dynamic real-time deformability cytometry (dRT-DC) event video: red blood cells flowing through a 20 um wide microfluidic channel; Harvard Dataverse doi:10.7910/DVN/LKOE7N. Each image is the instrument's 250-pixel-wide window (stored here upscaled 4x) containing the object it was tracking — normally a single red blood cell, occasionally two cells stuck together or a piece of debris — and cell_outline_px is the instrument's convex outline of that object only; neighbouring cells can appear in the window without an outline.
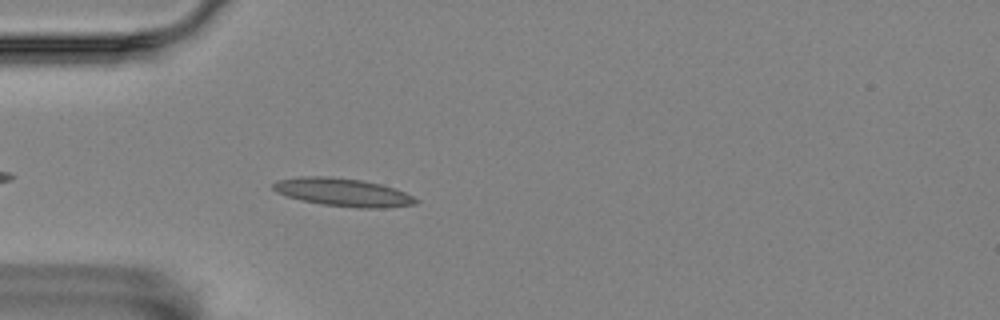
{"species": "Egyptian fruit bat (a non-hibernating species)", "species_latin": "Rousettus aegyptiacus", "temperature_condition": "room temperature", "stored_images_in_passage": 44, "camera_frame_rate_fps": 3000, "um_per_image_px": 0.085, "animal": {"sex": "female"}, "frame": {"image": 1, "passage_image": 4, "time_ms": 1.0, "image_size_px": [1000, 320], "cell_outline_px": [[420, 200], [416, 204], [384, 208], [356, 208], [320, 204], [300, 200], [276, 192], [272, 188], [272, 184], [276, 180], [300, 176], [328, 176], [360, 180], [380, 184], [404, 192]], "centroid_in_image_um": [29.11, 16.35], "position_along_channel_um": 55.9, "area_um2": 23.35}}
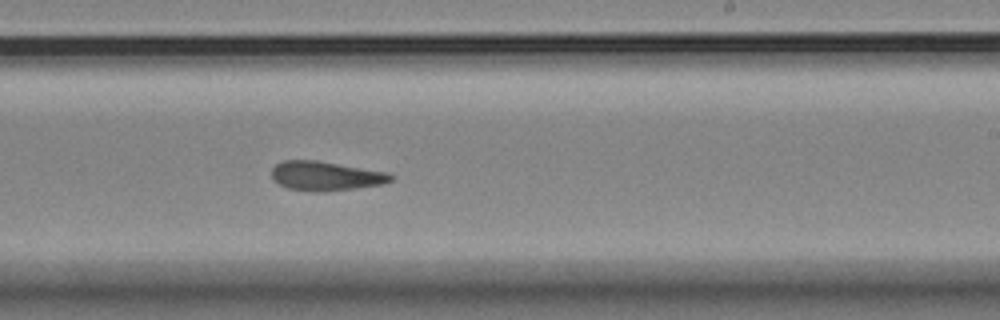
{"frame": {"image": 2, "passage_image": 22, "time_ms": 7.0, "image_size_px": [1000, 320], "cell_outline_px": [[392, 180], [384, 184], [356, 188], [316, 192], [312, 192], [288, 188], [280, 184], [272, 176], [272, 168], [276, 164], [284, 160], [316, 160], [388, 172], [392, 176]], "centroid_in_image_um": [27.69, 14.95], "position_along_channel_um": 261.3, "area_um2": 20.17}}
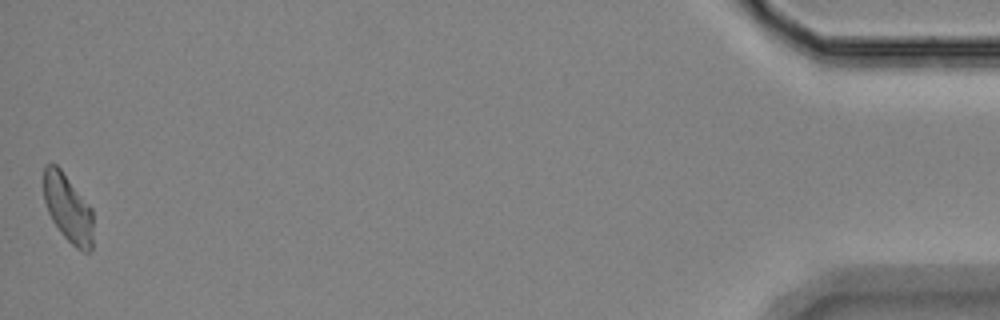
{"frame": {"image": 3, "passage_image": 44, "time_ms": 14.333, "image_size_px": [1000, 320], "cell_outline_px": [[92, 248], [88, 252], [84, 252], [76, 248], [60, 232], [52, 220], [48, 212], [44, 200], [44, 164], [56, 164], [60, 168], [92, 208]], "centroid_in_image_um": [5.77, 17.7], "position_along_channel_um": 429.4, "area_um2": 19.48}, "authors_computed_cell_mechanics": {"area_um2": 20.4034, "velocity_mm_per_s": 3.5194, "shape_relaxation_time_tau1_ms": null, "shape_relaxation_time_tau2_ms": 4.3691, "deformation_change_tau1": null, "deformation_change_tau2": 0.1302}}